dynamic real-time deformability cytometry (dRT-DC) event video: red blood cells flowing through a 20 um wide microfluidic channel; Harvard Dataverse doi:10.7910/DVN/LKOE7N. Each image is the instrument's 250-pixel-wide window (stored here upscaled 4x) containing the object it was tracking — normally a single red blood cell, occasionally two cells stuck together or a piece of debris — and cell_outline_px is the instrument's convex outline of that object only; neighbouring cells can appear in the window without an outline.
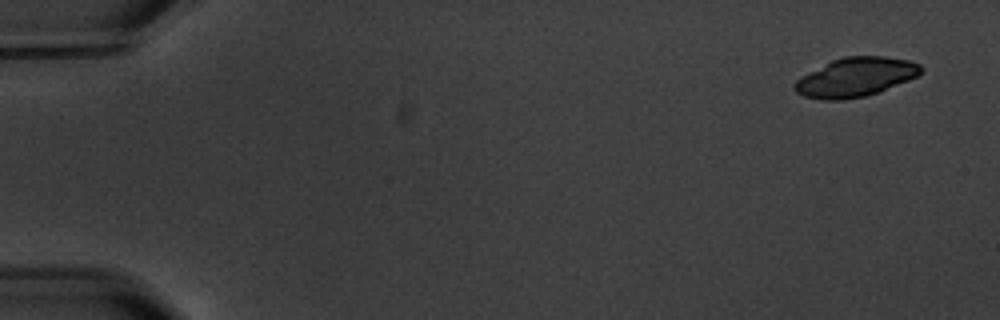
{"species": "common noctule bat (a hibernating species)", "species_latin": "Nyctalus noctula", "temperature_condition": "warm", "stored_images_in_passage": 4, "camera_frame_rate_fps": 3000, "um_per_image_px": 0.085, "animal": {"sex": "male", "body_mass_g": 20.1, "forearm_length_mm": 53.5}, "frame": {"image": 1, "passage_image": 1, "time_ms": 0.0, "image_size_px": [1000, 320], "cell_outline_px": [[924, 68], [916, 76], [908, 80], [876, 92], [864, 96], [844, 100], [820, 100], [804, 96], [796, 92], [792, 88], [792, 84], [800, 76], [832, 60], [844, 56], [884, 56], [908, 60], [920, 64]], "centroid_in_image_um": [72.67, 6.56], "position_along_channel_um": 12.3, "area_um2": 28.67}}